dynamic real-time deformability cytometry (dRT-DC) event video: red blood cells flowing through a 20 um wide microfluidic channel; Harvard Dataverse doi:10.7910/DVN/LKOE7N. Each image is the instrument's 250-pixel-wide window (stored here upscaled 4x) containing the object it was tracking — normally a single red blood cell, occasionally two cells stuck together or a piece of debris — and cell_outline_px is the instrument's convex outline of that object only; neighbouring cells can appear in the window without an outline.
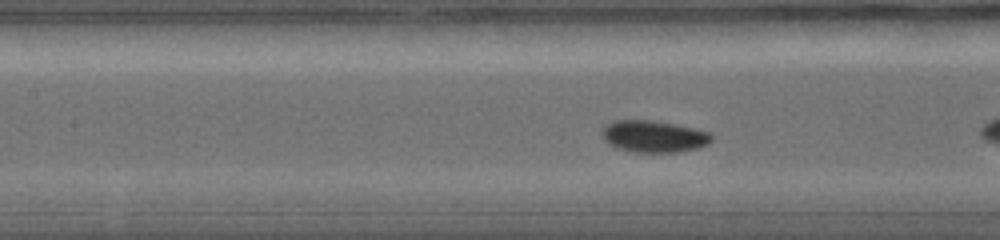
{"species": "common noctule bat (a hibernating species)", "species_latin": "Nyctalus noctula", "temperature_condition": "warm", "stored_images_in_passage": 32, "camera_frame_rate_fps": 5000, "um_per_image_px": 0.085, "animal": {"sex": "female", "body_mass_g": 19.0, "forearm_length_mm": 56.7}, "frame": {"image": 1, "passage_image": 10, "time_ms": 1.8, "image_size_px": [1000, 240], "cell_outline_px": [[712, 140], [708, 144], [700, 148], [676, 152], [632, 152], [616, 148], [604, 140], [604, 128], [612, 120], [652, 120], [696, 128], [712, 132]], "centroid_in_image_um": [55.63, 11.6], "position_along_channel_um": 151.8, "area_um2": 20.4}}
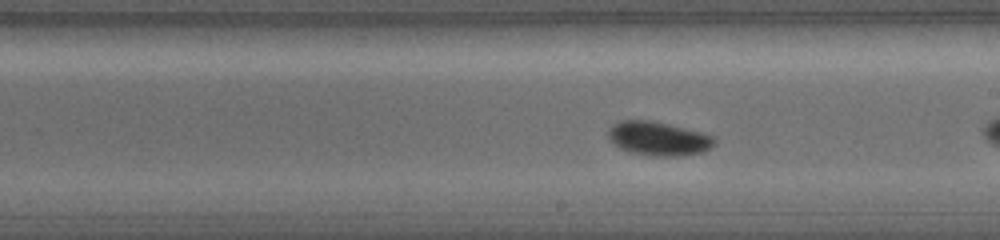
{"frame": {"image": 2, "passage_image": 16, "time_ms": 3.0, "image_size_px": [1000, 240], "cell_outline_px": [[716, 144], [704, 152], [676, 156], [656, 156], [632, 152], [620, 148], [608, 140], [608, 128], [612, 124], [620, 120], [652, 120], [704, 132], [716, 136]], "centroid_in_image_um": [55.99, 11.76], "position_along_channel_um": 233.0, "area_um2": 21.33}}
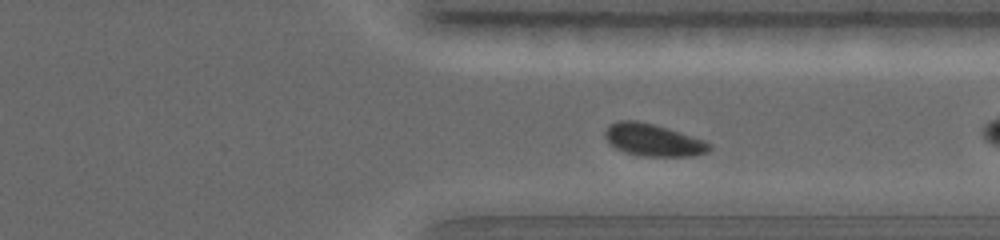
{"frame": {"image": 3, "passage_image": 25, "time_ms": 4.8, "image_size_px": [1000, 240], "cell_outline_px": [[712, 148], [708, 152], [696, 156], [644, 156], [628, 152], [616, 148], [604, 136], [604, 132], [608, 124], [620, 120], [640, 120], [668, 128], [704, 140], [712, 144]], "centroid_in_image_um": [55.55, 11.89], "position_along_channel_um": 355.9, "area_um2": 19.65}}